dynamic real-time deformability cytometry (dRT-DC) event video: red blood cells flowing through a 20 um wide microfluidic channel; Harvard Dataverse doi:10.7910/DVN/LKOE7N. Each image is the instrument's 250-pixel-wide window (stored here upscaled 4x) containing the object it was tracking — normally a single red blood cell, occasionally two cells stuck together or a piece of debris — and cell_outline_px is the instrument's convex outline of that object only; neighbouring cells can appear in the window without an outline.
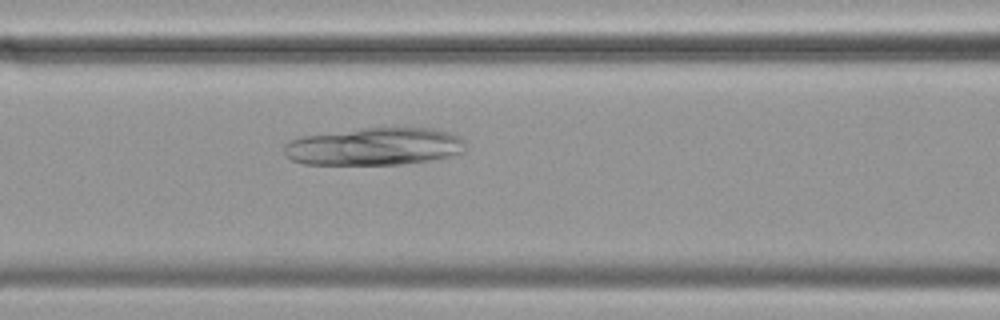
{"species": "common noctule bat (a hibernating species)", "species_latin": "Nyctalus noctula", "temperature_condition": "cold", "stored_images_in_passage": 43, "camera_frame_rate_fps": 3000, "um_per_image_px": 0.085, "animal": {"sex": "female", "body_mass_g": 19.9}, "frame": {"image": 1, "passage_image": 14, "time_ms": 4.333, "image_size_px": [1000, 320], "cell_outline_px": [[464, 152], [452, 156], [428, 160], [400, 164], [304, 164], [292, 160], [284, 156], [284, 144], [288, 140], [300, 136], [360, 128], [436, 128], [460, 136], [464, 140]], "centroid_in_image_um": [31.79, 12.44], "position_along_channel_um": 134.8, "area_um2": 40.0}}
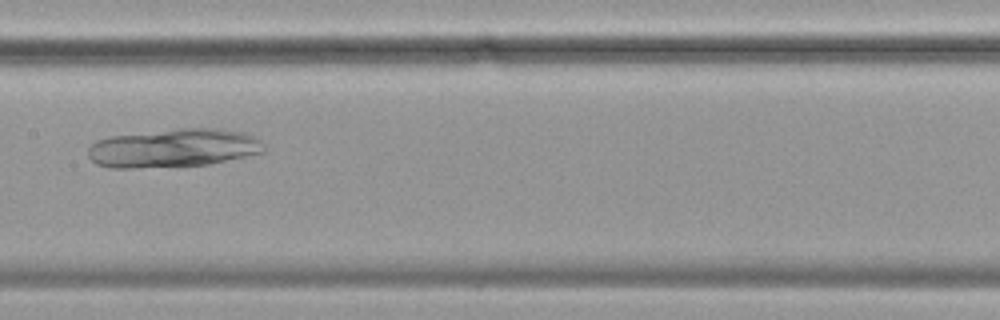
{"frame": {"image": 2, "passage_image": 19, "time_ms": 6.0, "image_size_px": [1000, 320], "cell_outline_px": [[264, 152], [208, 164], [136, 168], [108, 168], [96, 164], [88, 156], [88, 148], [96, 140], [108, 136], [180, 128], [220, 128], [244, 132], [260, 140], [264, 148]], "centroid_in_image_um": [14.7, 12.58], "position_along_channel_um": 192.7, "area_um2": 39.54}}
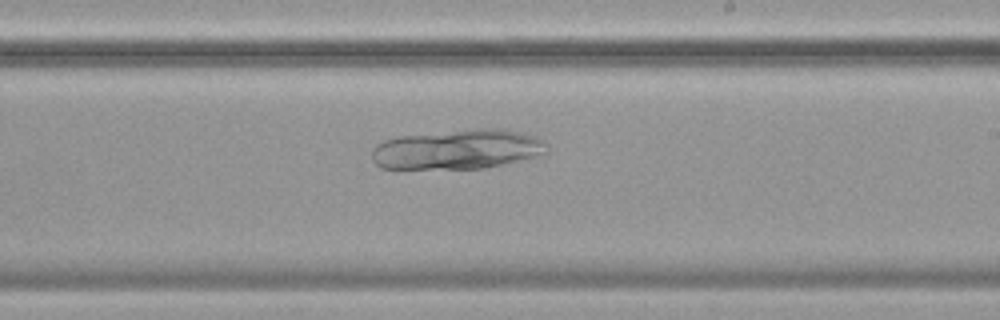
{"frame": {"image": 3, "passage_image": 24, "time_ms": 7.667, "image_size_px": [1000, 320], "cell_outline_px": [[548, 152], [484, 168], [380, 168], [372, 160], [372, 148], [376, 144], [384, 140], [400, 136], [476, 128], [496, 128], [520, 132], [536, 136], [548, 144]], "centroid_in_image_um": [38.86, 12.68], "position_along_channel_um": 250.1, "area_um2": 40.17}}